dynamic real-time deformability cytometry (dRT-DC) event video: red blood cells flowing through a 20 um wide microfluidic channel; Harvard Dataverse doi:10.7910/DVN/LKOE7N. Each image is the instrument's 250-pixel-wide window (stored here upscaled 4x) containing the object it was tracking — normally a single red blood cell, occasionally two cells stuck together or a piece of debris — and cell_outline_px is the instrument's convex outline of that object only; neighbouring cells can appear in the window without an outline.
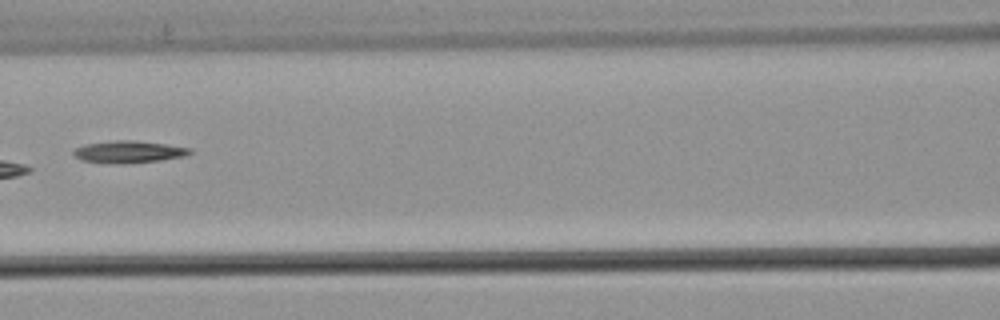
{"species": "common noctule bat (a hibernating species)", "species_latin": "Nyctalus noctula", "temperature_condition": "warm", "stored_images_in_passage": 6, "camera_frame_rate_fps": 3000, "um_per_image_px": 0.085, "animal": {"sex": "male", "body_mass_g": 21.5, "forearm_length_mm": 52.0}, "frame": {"image": 1, "passage_image": 6, "time_ms": 1.667, "image_size_px": [1000, 320], "cell_outline_px": [[192, 152], [188, 156], [160, 160], [124, 164], [116, 164], [84, 160], [76, 156], [72, 152], [72, 148], [84, 144], [116, 140], [132, 140], [164, 144], [192, 148]], "centroid_in_image_um": [10.95, 12.9], "position_along_channel_um": 155.6, "area_um2": 15.03}}